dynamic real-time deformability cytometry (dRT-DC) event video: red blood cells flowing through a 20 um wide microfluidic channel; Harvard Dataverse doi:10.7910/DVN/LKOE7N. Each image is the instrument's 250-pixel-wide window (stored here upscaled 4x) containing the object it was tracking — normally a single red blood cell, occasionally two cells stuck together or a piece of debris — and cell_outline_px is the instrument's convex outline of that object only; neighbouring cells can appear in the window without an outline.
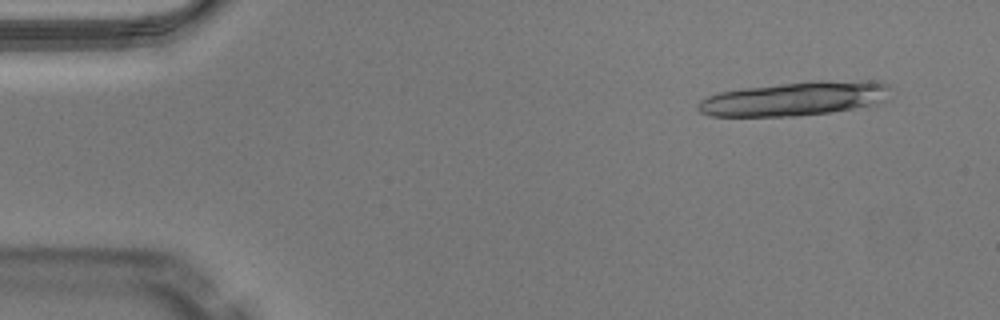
{"species": "Egyptian fruit bat (a non-hibernating species)", "species_latin": "Rousettus aegyptiacus", "temperature_condition": "warm", "stored_images_in_passage": 30, "camera_frame_rate_fps": 3000, "um_per_image_px": 0.085, "animal": {"sex": "male"}, "frame": {"image": 1, "passage_image": 4, "time_ms": 1.0, "image_size_px": [1000, 320], "cell_outline_px": [[892, 88], [884, 100], [852, 108], [828, 112], [796, 116], [708, 116], [700, 112], [696, 108], [696, 104], [700, 100], [708, 96], [720, 92], [744, 88], [812, 80], [880, 80], [888, 84]], "centroid_in_image_um": [67.54, 8.36], "position_along_channel_um": 17.5, "area_um2": 38.26}}